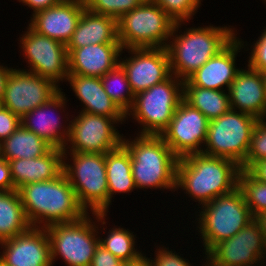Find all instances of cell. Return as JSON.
I'll list each match as a JSON object with an SVG mask.
<instances>
[{
    "instance_id": "obj_49",
    "label": "cell",
    "mask_w": 266,
    "mask_h": 266,
    "mask_svg": "<svg viewBox=\"0 0 266 266\" xmlns=\"http://www.w3.org/2000/svg\"><path fill=\"white\" fill-rule=\"evenodd\" d=\"M0 266H6V265L0 261Z\"/></svg>"
},
{
    "instance_id": "obj_32",
    "label": "cell",
    "mask_w": 266,
    "mask_h": 266,
    "mask_svg": "<svg viewBox=\"0 0 266 266\" xmlns=\"http://www.w3.org/2000/svg\"><path fill=\"white\" fill-rule=\"evenodd\" d=\"M238 188L242 191L253 217L266 211V183L255 179L247 170L241 169Z\"/></svg>"
},
{
    "instance_id": "obj_22",
    "label": "cell",
    "mask_w": 266,
    "mask_h": 266,
    "mask_svg": "<svg viewBox=\"0 0 266 266\" xmlns=\"http://www.w3.org/2000/svg\"><path fill=\"white\" fill-rule=\"evenodd\" d=\"M236 74L228 89L231 109L248 113L257 119L266 118V94L260 71L245 65Z\"/></svg>"
},
{
    "instance_id": "obj_26",
    "label": "cell",
    "mask_w": 266,
    "mask_h": 266,
    "mask_svg": "<svg viewBox=\"0 0 266 266\" xmlns=\"http://www.w3.org/2000/svg\"><path fill=\"white\" fill-rule=\"evenodd\" d=\"M105 163L110 206L113 195L129 194L137 188L132 176L130 154L122 144L115 150L105 153Z\"/></svg>"
},
{
    "instance_id": "obj_21",
    "label": "cell",
    "mask_w": 266,
    "mask_h": 266,
    "mask_svg": "<svg viewBox=\"0 0 266 266\" xmlns=\"http://www.w3.org/2000/svg\"><path fill=\"white\" fill-rule=\"evenodd\" d=\"M68 74L101 78L119 64L120 43L90 44L67 48Z\"/></svg>"
},
{
    "instance_id": "obj_30",
    "label": "cell",
    "mask_w": 266,
    "mask_h": 266,
    "mask_svg": "<svg viewBox=\"0 0 266 266\" xmlns=\"http://www.w3.org/2000/svg\"><path fill=\"white\" fill-rule=\"evenodd\" d=\"M30 228L18 190L0 191V242Z\"/></svg>"
},
{
    "instance_id": "obj_39",
    "label": "cell",
    "mask_w": 266,
    "mask_h": 266,
    "mask_svg": "<svg viewBox=\"0 0 266 266\" xmlns=\"http://www.w3.org/2000/svg\"><path fill=\"white\" fill-rule=\"evenodd\" d=\"M125 263L106 250L102 245H98L92 258L90 266H124Z\"/></svg>"
},
{
    "instance_id": "obj_44",
    "label": "cell",
    "mask_w": 266,
    "mask_h": 266,
    "mask_svg": "<svg viewBox=\"0 0 266 266\" xmlns=\"http://www.w3.org/2000/svg\"><path fill=\"white\" fill-rule=\"evenodd\" d=\"M254 218L258 222V224L260 225V229H261V232L263 234L264 241L266 243V211L258 214Z\"/></svg>"
},
{
    "instance_id": "obj_25",
    "label": "cell",
    "mask_w": 266,
    "mask_h": 266,
    "mask_svg": "<svg viewBox=\"0 0 266 266\" xmlns=\"http://www.w3.org/2000/svg\"><path fill=\"white\" fill-rule=\"evenodd\" d=\"M106 43H120L117 19L85 8L66 48H82L90 44Z\"/></svg>"
},
{
    "instance_id": "obj_31",
    "label": "cell",
    "mask_w": 266,
    "mask_h": 266,
    "mask_svg": "<svg viewBox=\"0 0 266 266\" xmlns=\"http://www.w3.org/2000/svg\"><path fill=\"white\" fill-rule=\"evenodd\" d=\"M101 83L108 96L126 114L133 106L135 95L121 64L119 63L103 75Z\"/></svg>"
},
{
    "instance_id": "obj_47",
    "label": "cell",
    "mask_w": 266,
    "mask_h": 266,
    "mask_svg": "<svg viewBox=\"0 0 266 266\" xmlns=\"http://www.w3.org/2000/svg\"><path fill=\"white\" fill-rule=\"evenodd\" d=\"M60 2H85V0H59Z\"/></svg>"
},
{
    "instance_id": "obj_48",
    "label": "cell",
    "mask_w": 266,
    "mask_h": 266,
    "mask_svg": "<svg viewBox=\"0 0 266 266\" xmlns=\"http://www.w3.org/2000/svg\"><path fill=\"white\" fill-rule=\"evenodd\" d=\"M2 156L1 142H0V157Z\"/></svg>"
},
{
    "instance_id": "obj_5",
    "label": "cell",
    "mask_w": 266,
    "mask_h": 266,
    "mask_svg": "<svg viewBox=\"0 0 266 266\" xmlns=\"http://www.w3.org/2000/svg\"><path fill=\"white\" fill-rule=\"evenodd\" d=\"M199 208V212L195 211L193 223L204 247L203 254L219 242L233 237L254 219L238 187Z\"/></svg>"
},
{
    "instance_id": "obj_45",
    "label": "cell",
    "mask_w": 266,
    "mask_h": 266,
    "mask_svg": "<svg viewBox=\"0 0 266 266\" xmlns=\"http://www.w3.org/2000/svg\"><path fill=\"white\" fill-rule=\"evenodd\" d=\"M124 266H152L147 259L146 253L145 256H143L139 261L134 263H125Z\"/></svg>"
},
{
    "instance_id": "obj_23",
    "label": "cell",
    "mask_w": 266,
    "mask_h": 266,
    "mask_svg": "<svg viewBox=\"0 0 266 266\" xmlns=\"http://www.w3.org/2000/svg\"><path fill=\"white\" fill-rule=\"evenodd\" d=\"M65 82L81 101L83 107L79 111L114 118L119 124L126 122V114L105 92L101 78L68 74Z\"/></svg>"
},
{
    "instance_id": "obj_36",
    "label": "cell",
    "mask_w": 266,
    "mask_h": 266,
    "mask_svg": "<svg viewBox=\"0 0 266 266\" xmlns=\"http://www.w3.org/2000/svg\"><path fill=\"white\" fill-rule=\"evenodd\" d=\"M261 35L257 38L256 41H253V44H250L249 42L244 40L241 43L243 44L244 50L249 51L248 56V66L254 70L257 71H266V27L263 29V32L260 33ZM249 43V44H247ZM245 44V45H244ZM250 49H249V47ZM251 45V46H250ZM247 47V49H246Z\"/></svg>"
},
{
    "instance_id": "obj_27",
    "label": "cell",
    "mask_w": 266,
    "mask_h": 266,
    "mask_svg": "<svg viewBox=\"0 0 266 266\" xmlns=\"http://www.w3.org/2000/svg\"><path fill=\"white\" fill-rule=\"evenodd\" d=\"M108 214H97V225H102L104 238L99 237L100 245L111 252L124 263H134L139 261L144 255L142 250L137 249L136 235L131 230L121 226H113L106 233ZM101 223V224H100ZM105 224V225H104Z\"/></svg>"
},
{
    "instance_id": "obj_10",
    "label": "cell",
    "mask_w": 266,
    "mask_h": 266,
    "mask_svg": "<svg viewBox=\"0 0 266 266\" xmlns=\"http://www.w3.org/2000/svg\"><path fill=\"white\" fill-rule=\"evenodd\" d=\"M257 120L248 113L233 109L210 120L202 153L227 158L241 166L246 160Z\"/></svg>"
},
{
    "instance_id": "obj_8",
    "label": "cell",
    "mask_w": 266,
    "mask_h": 266,
    "mask_svg": "<svg viewBox=\"0 0 266 266\" xmlns=\"http://www.w3.org/2000/svg\"><path fill=\"white\" fill-rule=\"evenodd\" d=\"M175 23L153 0H145L117 20L118 40L122 49L166 48Z\"/></svg>"
},
{
    "instance_id": "obj_15",
    "label": "cell",
    "mask_w": 266,
    "mask_h": 266,
    "mask_svg": "<svg viewBox=\"0 0 266 266\" xmlns=\"http://www.w3.org/2000/svg\"><path fill=\"white\" fill-rule=\"evenodd\" d=\"M209 121L198 109L182 100L160 136L179 159L202 153Z\"/></svg>"
},
{
    "instance_id": "obj_38",
    "label": "cell",
    "mask_w": 266,
    "mask_h": 266,
    "mask_svg": "<svg viewBox=\"0 0 266 266\" xmlns=\"http://www.w3.org/2000/svg\"><path fill=\"white\" fill-rule=\"evenodd\" d=\"M21 125V118L0 105V142L8 138Z\"/></svg>"
},
{
    "instance_id": "obj_12",
    "label": "cell",
    "mask_w": 266,
    "mask_h": 266,
    "mask_svg": "<svg viewBox=\"0 0 266 266\" xmlns=\"http://www.w3.org/2000/svg\"><path fill=\"white\" fill-rule=\"evenodd\" d=\"M18 41L27 62L22 69L54 81L57 85L68 77V51L66 45L34 31L29 25Z\"/></svg>"
},
{
    "instance_id": "obj_24",
    "label": "cell",
    "mask_w": 266,
    "mask_h": 266,
    "mask_svg": "<svg viewBox=\"0 0 266 266\" xmlns=\"http://www.w3.org/2000/svg\"><path fill=\"white\" fill-rule=\"evenodd\" d=\"M14 188L56 179L63 173V150L52 148L37 158L14 159L9 161Z\"/></svg>"
},
{
    "instance_id": "obj_40",
    "label": "cell",
    "mask_w": 266,
    "mask_h": 266,
    "mask_svg": "<svg viewBox=\"0 0 266 266\" xmlns=\"http://www.w3.org/2000/svg\"><path fill=\"white\" fill-rule=\"evenodd\" d=\"M14 188L11 168L9 162L3 157H0V191H12Z\"/></svg>"
},
{
    "instance_id": "obj_18",
    "label": "cell",
    "mask_w": 266,
    "mask_h": 266,
    "mask_svg": "<svg viewBox=\"0 0 266 266\" xmlns=\"http://www.w3.org/2000/svg\"><path fill=\"white\" fill-rule=\"evenodd\" d=\"M0 261L6 266H53L46 228L27 232L0 242Z\"/></svg>"
},
{
    "instance_id": "obj_43",
    "label": "cell",
    "mask_w": 266,
    "mask_h": 266,
    "mask_svg": "<svg viewBox=\"0 0 266 266\" xmlns=\"http://www.w3.org/2000/svg\"><path fill=\"white\" fill-rule=\"evenodd\" d=\"M12 69H13L12 67H8L6 65L3 66L0 63V100L3 97L5 86H6V81Z\"/></svg>"
},
{
    "instance_id": "obj_37",
    "label": "cell",
    "mask_w": 266,
    "mask_h": 266,
    "mask_svg": "<svg viewBox=\"0 0 266 266\" xmlns=\"http://www.w3.org/2000/svg\"><path fill=\"white\" fill-rule=\"evenodd\" d=\"M161 246H155L154 258L147 257L152 266H192L188 258H183V254L177 253L171 248L169 250V247Z\"/></svg>"
},
{
    "instance_id": "obj_46",
    "label": "cell",
    "mask_w": 266,
    "mask_h": 266,
    "mask_svg": "<svg viewBox=\"0 0 266 266\" xmlns=\"http://www.w3.org/2000/svg\"><path fill=\"white\" fill-rule=\"evenodd\" d=\"M264 82L265 94H266V71H260Z\"/></svg>"
},
{
    "instance_id": "obj_9",
    "label": "cell",
    "mask_w": 266,
    "mask_h": 266,
    "mask_svg": "<svg viewBox=\"0 0 266 266\" xmlns=\"http://www.w3.org/2000/svg\"><path fill=\"white\" fill-rule=\"evenodd\" d=\"M90 214L92 213L76 221L46 227L52 265L58 257H61L67 266L91 265L96 248L100 244L101 225H97V214H92V218Z\"/></svg>"
},
{
    "instance_id": "obj_6",
    "label": "cell",
    "mask_w": 266,
    "mask_h": 266,
    "mask_svg": "<svg viewBox=\"0 0 266 266\" xmlns=\"http://www.w3.org/2000/svg\"><path fill=\"white\" fill-rule=\"evenodd\" d=\"M63 173L87 213L108 214L105 154L63 152Z\"/></svg>"
},
{
    "instance_id": "obj_16",
    "label": "cell",
    "mask_w": 266,
    "mask_h": 266,
    "mask_svg": "<svg viewBox=\"0 0 266 266\" xmlns=\"http://www.w3.org/2000/svg\"><path fill=\"white\" fill-rule=\"evenodd\" d=\"M129 56L122 58L124 51ZM119 63L124 68L134 95L162 83L172 74L167 48L122 49Z\"/></svg>"
},
{
    "instance_id": "obj_33",
    "label": "cell",
    "mask_w": 266,
    "mask_h": 266,
    "mask_svg": "<svg viewBox=\"0 0 266 266\" xmlns=\"http://www.w3.org/2000/svg\"><path fill=\"white\" fill-rule=\"evenodd\" d=\"M145 0H85L90 11L108 15L117 20L123 15L140 6Z\"/></svg>"
},
{
    "instance_id": "obj_7",
    "label": "cell",
    "mask_w": 266,
    "mask_h": 266,
    "mask_svg": "<svg viewBox=\"0 0 266 266\" xmlns=\"http://www.w3.org/2000/svg\"><path fill=\"white\" fill-rule=\"evenodd\" d=\"M184 80L171 75L162 83L135 95L132 108L126 113L140 124L134 135H161L172 120L176 108L183 100ZM131 116V117H130Z\"/></svg>"
},
{
    "instance_id": "obj_4",
    "label": "cell",
    "mask_w": 266,
    "mask_h": 266,
    "mask_svg": "<svg viewBox=\"0 0 266 266\" xmlns=\"http://www.w3.org/2000/svg\"><path fill=\"white\" fill-rule=\"evenodd\" d=\"M129 137L123 136L122 145L130 154L137 190L150 188L175 192L179 158L163 138L160 135L138 134L132 139Z\"/></svg>"
},
{
    "instance_id": "obj_14",
    "label": "cell",
    "mask_w": 266,
    "mask_h": 266,
    "mask_svg": "<svg viewBox=\"0 0 266 266\" xmlns=\"http://www.w3.org/2000/svg\"><path fill=\"white\" fill-rule=\"evenodd\" d=\"M60 91V86L54 81L16 67L7 78L0 105L22 118Z\"/></svg>"
},
{
    "instance_id": "obj_28",
    "label": "cell",
    "mask_w": 266,
    "mask_h": 266,
    "mask_svg": "<svg viewBox=\"0 0 266 266\" xmlns=\"http://www.w3.org/2000/svg\"><path fill=\"white\" fill-rule=\"evenodd\" d=\"M183 100L209 120L218 118L231 109L228 91L193 86L187 79L183 83Z\"/></svg>"
},
{
    "instance_id": "obj_19",
    "label": "cell",
    "mask_w": 266,
    "mask_h": 266,
    "mask_svg": "<svg viewBox=\"0 0 266 266\" xmlns=\"http://www.w3.org/2000/svg\"><path fill=\"white\" fill-rule=\"evenodd\" d=\"M239 37L236 36L217 55L210 58L202 67L192 73L187 80L193 86L228 91L236 74L241 69L236 66V57L244 48Z\"/></svg>"
},
{
    "instance_id": "obj_3",
    "label": "cell",
    "mask_w": 266,
    "mask_h": 266,
    "mask_svg": "<svg viewBox=\"0 0 266 266\" xmlns=\"http://www.w3.org/2000/svg\"><path fill=\"white\" fill-rule=\"evenodd\" d=\"M18 193L31 227L46 228L76 221L88 214L64 173L56 179L26 184Z\"/></svg>"
},
{
    "instance_id": "obj_17",
    "label": "cell",
    "mask_w": 266,
    "mask_h": 266,
    "mask_svg": "<svg viewBox=\"0 0 266 266\" xmlns=\"http://www.w3.org/2000/svg\"><path fill=\"white\" fill-rule=\"evenodd\" d=\"M62 90L63 89L61 88V91L47 103L42 104L33 111L25 114L21 118V125L25 129L32 131L37 136L44 139L53 148L63 150L69 137L71 124L69 118L72 115L68 114V111L65 114V110H68L66 105L69 99L67 100L65 92ZM58 111L60 113L64 112L63 117H65L61 118V116H56ZM61 120L64 123L61 122Z\"/></svg>"
},
{
    "instance_id": "obj_20",
    "label": "cell",
    "mask_w": 266,
    "mask_h": 266,
    "mask_svg": "<svg viewBox=\"0 0 266 266\" xmlns=\"http://www.w3.org/2000/svg\"><path fill=\"white\" fill-rule=\"evenodd\" d=\"M85 8V2H59L31 15L28 25L37 33L67 45Z\"/></svg>"
},
{
    "instance_id": "obj_29",
    "label": "cell",
    "mask_w": 266,
    "mask_h": 266,
    "mask_svg": "<svg viewBox=\"0 0 266 266\" xmlns=\"http://www.w3.org/2000/svg\"><path fill=\"white\" fill-rule=\"evenodd\" d=\"M52 148L44 139L22 125L1 142L2 156L8 162L14 159L37 158L45 155Z\"/></svg>"
},
{
    "instance_id": "obj_34",
    "label": "cell",
    "mask_w": 266,
    "mask_h": 266,
    "mask_svg": "<svg viewBox=\"0 0 266 266\" xmlns=\"http://www.w3.org/2000/svg\"><path fill=\"white\" fill-rule=\"evenodd\" d=\"M175 22H190L203 0H153Z\"/></svg>"
},
{
    "instance_id": "obj_1",
    "label": "cell",
    "mask_w": 266,
    "mask_h": 266,
    "mask_svg": "<svg viewBox=\"0 0 266 266\" xmlns=\"http://www.w3.org/2000/svg\"><path fill=\"white\" fill-rule=\"evenodd\" d=\"M241 167L234 161L203 153L180 158L177 163L176 191H183L199 206L238 187Z\"/></svg>"
},
{
    "instance_id": "obj_13",
    "label": "cell",
    "mask_w": 266,
    "mask_h": 266,
    "mask_svg": "<svg viewBox=\"0 0 266 266\" xmlns=\"http://www.w3.org/2000/svg\"><path fill=\"white\" fill-rule=\"evenodd\" d=\"M204 259L206 262L202 266H261L266 263V243L260 225L254 218L233 237L214 245Z\"/></svg>"
},
{
    "instance_id": "obj_11",
    "label": "cell",
    "mask_w": 266,
    "mask_h": 266,
    "mask_svg": "<svg viewBox=\"0 0 266 266\" xmlns=\"http://www.w3.org/2000/svg\"><path fill=\"white\" fill-rule=\"evenodd\" d=\"M71 116L70 133L63 152L99 153L113 151L122 144L124 134L114 118L86 112Z\"/></svg>"
},
{
    "instance_id": "obj_35",
    "label": "cell",
    "mask_w": 266,
    "mask_h": 266,
    "mask_svg": "<svg viewBox=\"0 0 266 266\" xmlns=\"http://www.w3.org/2000/svg\"><path fill=\"white\" fill-rule=\"evenodd\" d=\"M266 159V118L258 119L251 134L246 160L240 166L247 170L253 163Z\"/></svg>"
},
{
    "instance_id": "obj_42",
    "label": "cell",
    "mask_w": 266,
    "mask_h": 266,
    "mask_svg": "<svg viewBox=\"0 0 266 266\" xmlns=\"http://www.w3.org/2000/svg\"><path fill=\"white\" fill-rule=\"evenodd\" d=\"M247 171L257 180L266 183V159L253 163Z\"/></svg>"
},
{
    "instance_id": "obj_2",
    "label": "cell",
    "mask_w": 266,
    "mask_h": 266,
    "mask_svg": "<svg viewBox=\"0 0 266 266\" xmlns=\"http://www.w3.org/2000/svg\"><path fill=\"white\" fill-rule=\"evenodd\" d=\"M185 23L187 22L175 23L166 47L171 74L182 80H186L238 36L233 26L217 27L211 23L202 27H189L182 32L181 28Z\"/></svg>"
},
{
    "instance_id": "obj_41",
    "label": "cell",
    "mask_w": 266,
    "mask_h": 266,
    "mask_svg": "<svg viewBox=\"0 0 266 266\" xmlns=\"http://www.w3.org/2000/svg\"><path fill=\"white\" fill-rule=\"evenodd\" d=\"M22 3L23 6H28L30 10L32 9V15L37 13L38 11L45 10L47 8L53 7L58 4L59 0H17Z\"/></svg>"
}]
</instances>
